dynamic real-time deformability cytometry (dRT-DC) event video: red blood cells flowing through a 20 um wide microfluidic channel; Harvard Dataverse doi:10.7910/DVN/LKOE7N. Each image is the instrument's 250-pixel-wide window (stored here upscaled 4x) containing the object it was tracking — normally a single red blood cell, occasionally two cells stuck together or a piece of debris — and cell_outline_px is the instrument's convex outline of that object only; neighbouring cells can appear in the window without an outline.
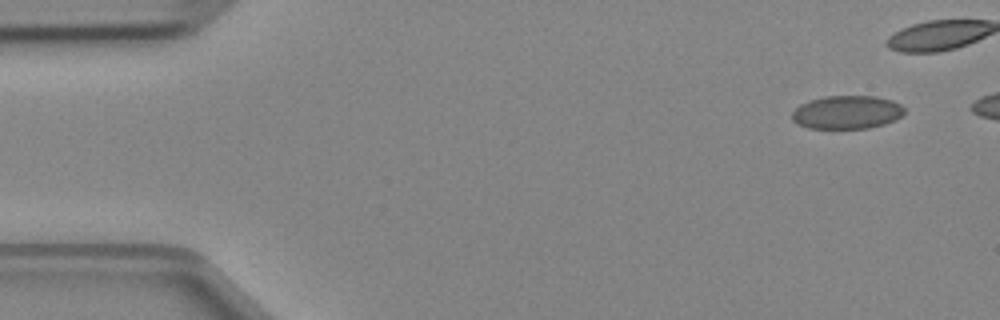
{"species": "Egyptian fruit bat (a non-hibernating species)", "species_latin": "Rousettus aegyptiacus", "temperature_condition": "cold", "stored_images_in_passage": 5, "camera_frame_rate_fps": 3000, "um_per_image_px": 0.085, "animal": {"sex": "female"}, "frame": {"image": 1, "passage_image": 1, "time_ms": 0.0, "image_size_px": [1000, 320], "cell_outline_px": [[904, 112], [896, 120], [884, 124], [868, 128], [808, 128], [792, 120], [792, 112], [800, 104], [824, 96], [876, 96], [892, 100], [900, 104], [904, 108]], "centroid_in_image_um": [72.0, 9.54], "position_along_channel_um": 13.0, "area_um2": 21.73}}